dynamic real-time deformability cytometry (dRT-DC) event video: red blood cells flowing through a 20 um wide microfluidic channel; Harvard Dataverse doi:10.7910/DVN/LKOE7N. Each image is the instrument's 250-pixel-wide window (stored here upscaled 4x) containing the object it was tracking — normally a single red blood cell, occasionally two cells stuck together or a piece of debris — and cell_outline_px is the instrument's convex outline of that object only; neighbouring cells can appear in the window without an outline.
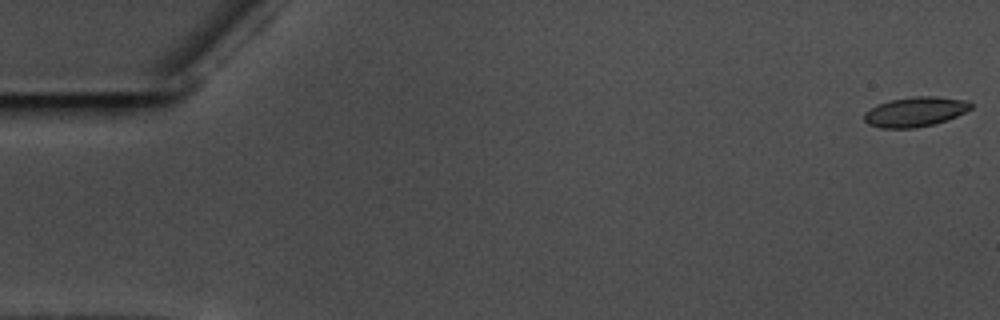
{"species": "common noctule bat (a hibernating species)", "species_latin": "Nyctalus noctula", "temperature_condition": "warm", "stored_images_in_passage": 58, "camera_frame_rate_fps": 3000, "um_per_image_px": 0.085, "animal": {"sex": "male", "body_mass_g": 17.5, "forearm_length_mm": 52.3}, "frame": {"image": 1, "passage_image": 1, "time_ms": 0.0, "image_size_px": [1000, 320], "cell_outline_px": [[972, 108], [956, 116], [932, 124], [916, 128], [880, 128], [868, 124], [864, 120], [864, 112], [876, 104], [888, 100], [912, 96], [936, 96], [968, 100], [972, 104]], "centroid_in_image_um": [77.76, 9.48], "position_along_channel_um": 7.2, "area_um2": 18.61}}
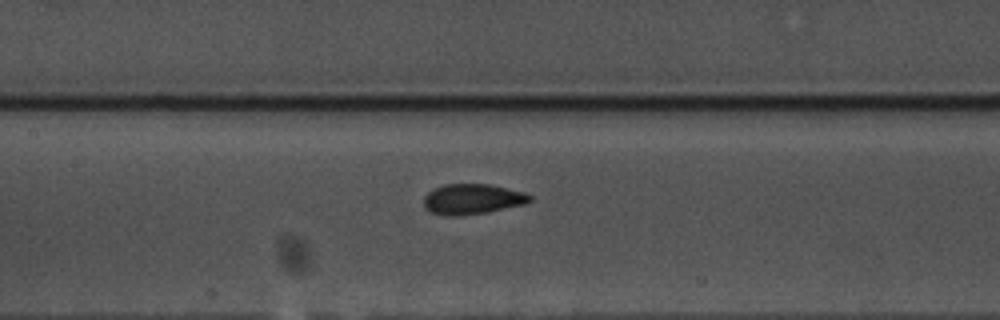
{"frame": {"image": 2, "passage_image": 27, "time_ms": 8.667, "image_size_px": [1000, 320], "cell_outline_px": [[532, 200], [528, 204], [488, 212], [460, 216], [444, 216], [432, 212], [424, 208], [424, 196], [432, 188], [444, 184], [492, 184], [524, 192], [532, 196]], "centroid_in_image_um": [40.17, 16.92], "position_along_channel_um": 167.2, "area_um2": 19.19}}
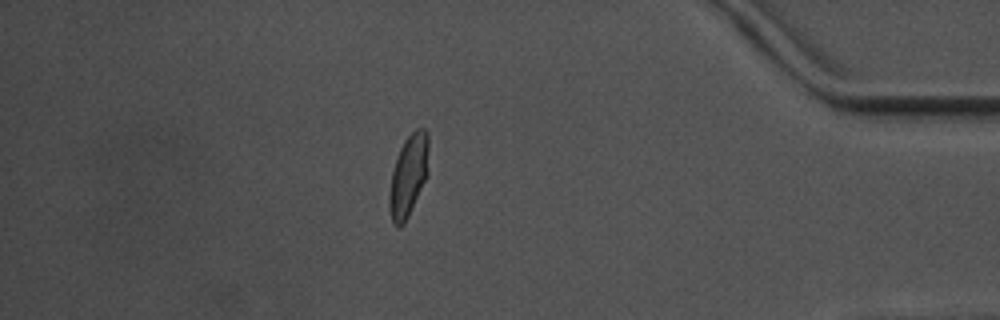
{"frame": {"image": 3, "passage_image": 50, "time_ms": 16.333, "image_size_px": [1000, 320], "cell_outline_px": [[428, 176], [404, 224], [400, 228], [396, 228], [392, 220], [388, 204], [388, 196], [392, 172], [396, 156], [404, 140], [416, 128], [424, 128], [428, 132]], "centroid_in_image_um": [34.72, 14.93], "position_along_channel_um": 400.5, "area_um2": 19.02}, "authors_computed_cell_mechanics": {"area_um2": 18.3226, "velocity_mm_per_s": 3.5603, "shape_relaxation_time_tau1_ms": 4.2962, "shape_relaxation_time_tau2_ms": null, "deformation_change_tau1": 0.1307, "deformation_change_tau2": null}}